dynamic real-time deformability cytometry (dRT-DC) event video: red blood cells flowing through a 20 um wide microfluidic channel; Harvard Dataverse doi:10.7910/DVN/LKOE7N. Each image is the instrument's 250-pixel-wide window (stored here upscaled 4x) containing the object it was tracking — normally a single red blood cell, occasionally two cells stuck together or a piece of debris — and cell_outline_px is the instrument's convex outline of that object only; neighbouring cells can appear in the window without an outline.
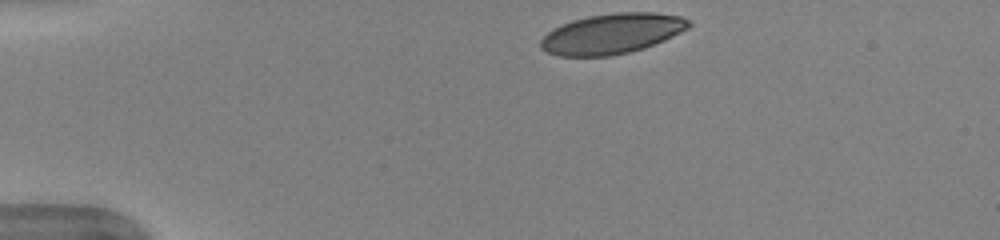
{"species": "human", "species_latin": "Homo sapiens", "temperature_condition": "warm", "stored_images_in_passage": 7, "camera_frame_rate_fps": 3000, "um_per_image_px": 0.085, "donor": {"sex": "female"}, "frame": {"image": 1, "passage_image": 1, "time_ms": 0.0, "image_size_px": [1000, 240], "cell_outline_px": [[692, 24], [688, 28], [664, 40], [644, 48], [628, 52], [608, 56], [560, 56], [548, 52], [540, 48], [540, 40], [552, 28], [572, 20], [588, 16], [616, 12], [652, 12], [680, 16], [692, 20]], "centroid_in_image_um": [52.02, 2.85], "position_along_channel_um": 33.0, "area_um2": 34.74}}
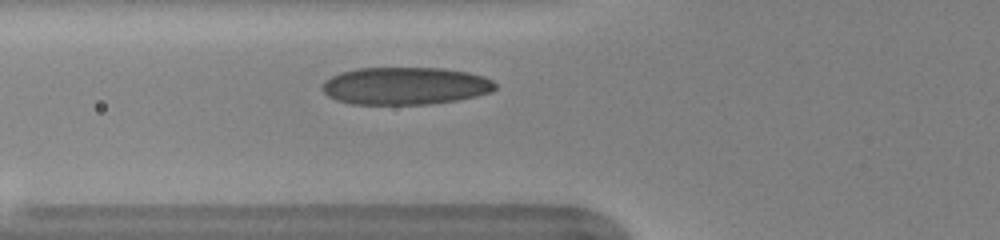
{"frame": {"image": 2, "passage_image": 7, "time_ms": 2.0, "image_size_px": [1000, 240], "cell_outline_px": [[496, 88], [492, 92], [476, 96], [456, 100], [432, 104], [352, 104], [336, 100], [328, 96], [320, 88], [324, 80], [340, 72], [356, 68], [444, 68], [468, 72], [484, 76], [492, 80], [496, 84]], "centroid_in_image_um": [34.44, 7.3], "position_along_channel_um": 91.4, "area_um2": 38.09}}